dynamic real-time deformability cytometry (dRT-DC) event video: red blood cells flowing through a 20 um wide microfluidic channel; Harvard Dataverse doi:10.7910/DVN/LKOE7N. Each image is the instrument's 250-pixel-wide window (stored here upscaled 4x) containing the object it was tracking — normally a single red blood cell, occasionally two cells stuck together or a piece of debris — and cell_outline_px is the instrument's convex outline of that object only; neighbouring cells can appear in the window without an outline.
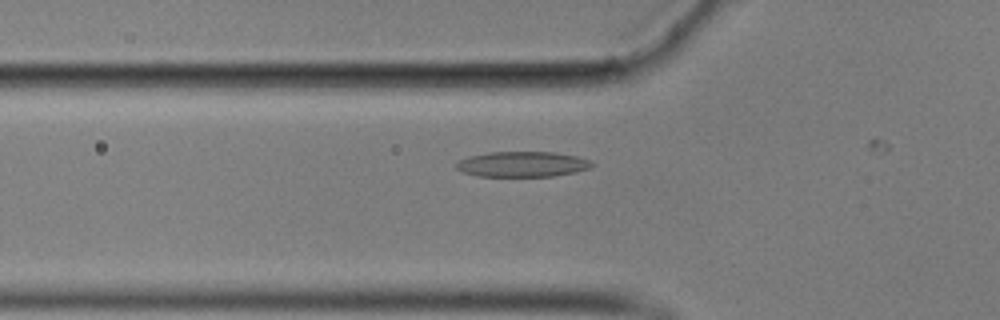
{"species": "common noctule bat (a hibernating species)", "species_latin": "Nyctalus noctula", "temperature_condition": "cold", "stored_images_in_passage": 8, "camera_frame_rate_fps": 3000, "um_per_image_px": 0.085, "animal": {"sex": "male", "body_mass_g": 17.9}, "frame": {"image": 1, "passage_image": 6, "time_ms": 1.667, "image_size_px": [1000, 320], "cell_outline_px": [[596, 164], [592, 168], [576, 172], [552, 176], [476, 176], [464, 172], [456, 168], [456, 164], [460, 160], [468, 156], [488, 152], [552, 152], [576, 156], [592, 160]], "centroid_in_image_um": [44.45, 13.95], "position_along_channel_um": 81.3, "area_um2": 20.17}}